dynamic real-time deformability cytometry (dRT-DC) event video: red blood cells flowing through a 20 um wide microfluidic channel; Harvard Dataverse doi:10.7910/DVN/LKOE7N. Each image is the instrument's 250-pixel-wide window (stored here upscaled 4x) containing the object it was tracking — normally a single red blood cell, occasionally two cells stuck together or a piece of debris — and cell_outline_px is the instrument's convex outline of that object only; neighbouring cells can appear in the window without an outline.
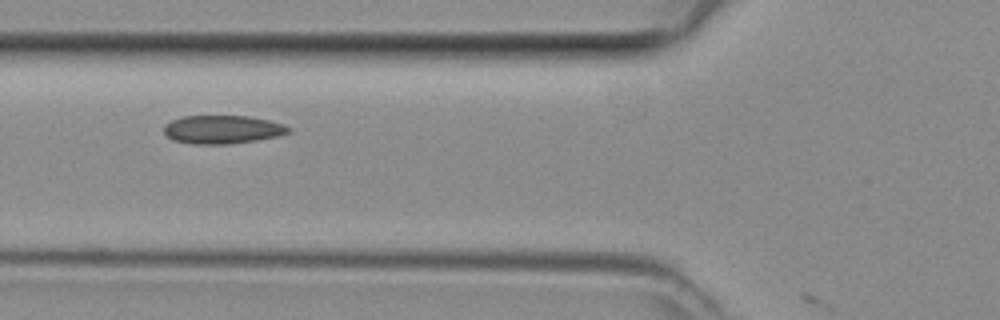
{"species": "common noctule bat (a hibernating species)", "species_latin": "Nyctalus noctula", "temperature_condition": "room temperature", "stored_images_in_passage": 6, "camera_frame_rate_fps": 3000, "um_per_image_px": 0.085, "animal": {"sex": "female", "body_mass_g": 29.2, "forearm_length_mm": 56.3}, "frame": {"image": 1, "passage_image": 5, "time_ms": 1.333, "image_size_px": [1000, 320], "cell_outline_px": [[292, 132], [276, 136], [256, 140], [228, 144], [192, 144], [172, 140], [164, 136], [164, 124], [172, 120], [184, 116], [248, 116], [268, 120], [284, 124], [292, 128]], "centroid_in_image_um": [18.89, 11.01], "position_along_channel_um": 106.9, "area_um2": 20.75}}